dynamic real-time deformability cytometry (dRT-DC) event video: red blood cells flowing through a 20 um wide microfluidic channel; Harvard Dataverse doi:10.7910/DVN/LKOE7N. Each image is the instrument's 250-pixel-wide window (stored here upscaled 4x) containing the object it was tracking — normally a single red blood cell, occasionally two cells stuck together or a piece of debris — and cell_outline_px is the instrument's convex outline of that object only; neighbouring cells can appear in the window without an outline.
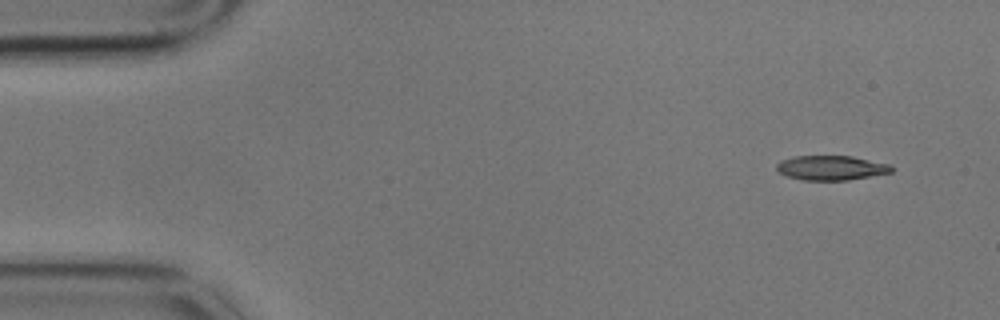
{"species": "common noctule bat (a hibernating species)", "species_latin": "Nyctalus noctula", "temperature_condition": "cold", "stored_images_in_passage": 5, "camera_frame_rate_fps": 3000, "um_per_image_px": 0.085, "animal": {"sex": "male", "body_mass_g": 17.9}, "frame": {"image": 1, "passage_image": 1, "time_ms": 0.0, "image_size_px": [1000, 320], "cell_outline_px": [[892, 172], [848, 180], [800, 180], [788, 176], [780, 172], [776, 168], [776, 164], [780, 160], [792, 156], [852, 156], [892, 164]], "centroid_in_image_um": [70.65, 14.26], "position_along_channel_um": 14.4, "area_um2": 16.53}}